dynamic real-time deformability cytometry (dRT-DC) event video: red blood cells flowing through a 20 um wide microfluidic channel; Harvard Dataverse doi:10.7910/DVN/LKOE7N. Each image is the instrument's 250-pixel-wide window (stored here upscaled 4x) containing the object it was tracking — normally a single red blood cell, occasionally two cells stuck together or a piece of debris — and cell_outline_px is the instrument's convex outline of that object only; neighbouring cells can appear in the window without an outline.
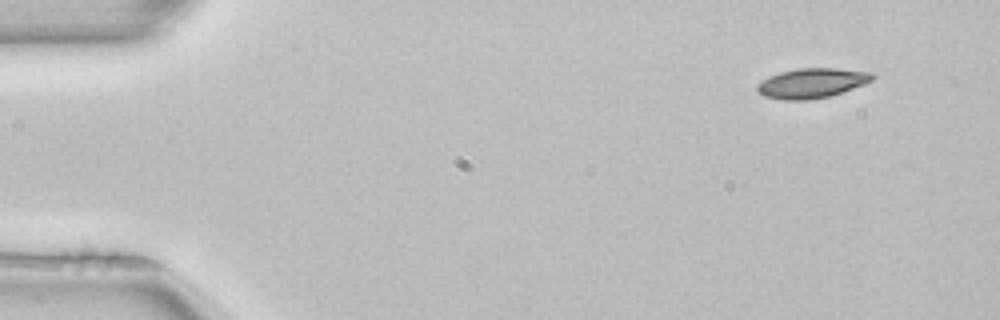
{"species": "common noctule bat (a hibernating species)", "species_latin": "Nyctalus noctula", "temperature_condition": "room temperature", "stored_images_in_passage": 3, "camera_frame_rate_fps": 3000, "um_per_image_px": 0.085, "animal": {"sex": "female", "body_mass_g": 22.7, "forearm_length_mm": 54.2}, "frame": {"image": 1, "passage_image": 1, "time_ms": 0.0, "image_size_px": [1000, 320], "cell_outline_px": [[876, 76], [872, 80], [864, 84], [828, 96], [808, 100], [784, 100], [764, 96], [756, 92], [756, 84], [768, 76], [780, 72], [800, 68], [836, 68], [876, 72]], "centroid_in_image_um": [68.99, 7.05], "position_along_channel_um": 16.0, "area_um2": 20.11}}
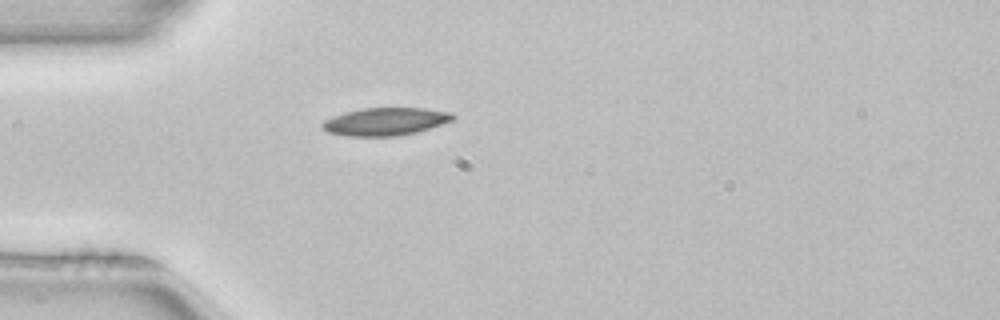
{"frame": {"image": 2, "passage_image": 3, "time_ms": 0.667, "image_size_px": [1000, 320], "cell_outline_px": [[456, 116], [452, 120], [416, 132], [400, 136], [348, 136], [328, 132], [320, 128], [320, 124], [324, 120], [344, 112], [360, 108], [424, 108], [452, 112]], "centroid_in_image_um": [32.72, 10.33], "position_along_channel_um": 52.3, "area_um2": 21.15}}